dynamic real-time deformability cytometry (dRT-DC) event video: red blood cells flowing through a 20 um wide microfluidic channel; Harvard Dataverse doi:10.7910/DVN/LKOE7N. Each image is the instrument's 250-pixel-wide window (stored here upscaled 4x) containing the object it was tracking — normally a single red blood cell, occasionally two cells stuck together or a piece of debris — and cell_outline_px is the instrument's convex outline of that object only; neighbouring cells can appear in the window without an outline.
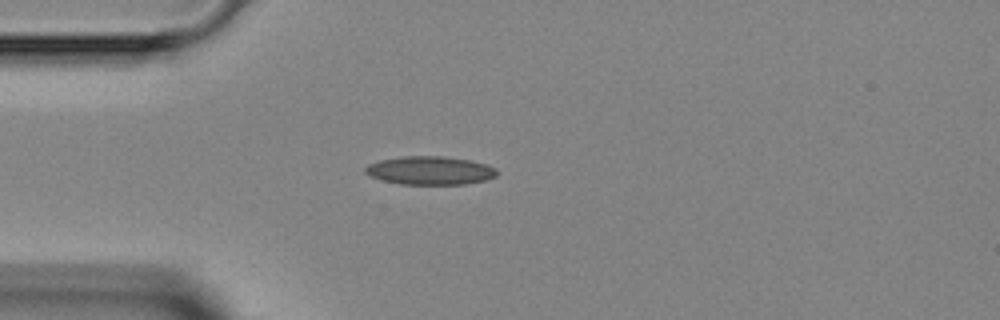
{"species": "Egyptian fruit bat (a non-hibernating species)", "species_latin": "Rousettus aegyptiacus", "temperature_condition": "room temperature", "stored_images_in_passage": 43, "camera_frame_rate_fps": 3000, "um_per_image_px": 0.085, "animal": {"sex": "female"}, "frame": {"image": 1, "passage_image": 9, "time_ms": 2.667, "image_size_px": [1000, 320], "cell_outline_px": [[496, 176], [488, 180], [464, 184], [400, 184], [384, 180], [372, 176], [364, 172], [364, 168], [368, 164], [380, 160], [404, 156], [444, 156], [468, 160], [484, 164], [496, 168]], "centroid_in_image_um": [36.55, 14.49], "position_along_channel_um": 48.4, "area_um2": 21.62}}
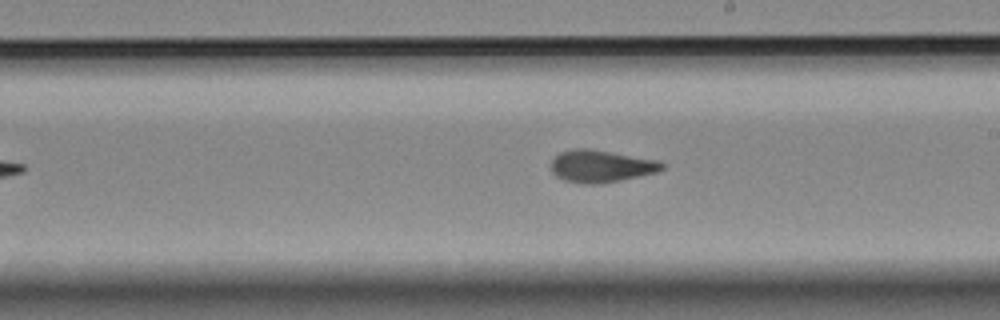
{"frame": {"image": 2, "passage_image": 23, "time_ms": 7.333, "image_size_px": [1000, 320], "cell_outline_px": [[664, 168], [656, 172], [620, 180], [596, 184], [580, 184], [564, 180], [556, 176], [552, 172], [552, 160], [560, 152], [572, 148], [592, 148], [656, 160], [664, 164]], "centroid_in_image_um": [51.05, 14.11], "position_along_channel_um": 238.0, "area_um2": 20.81}}
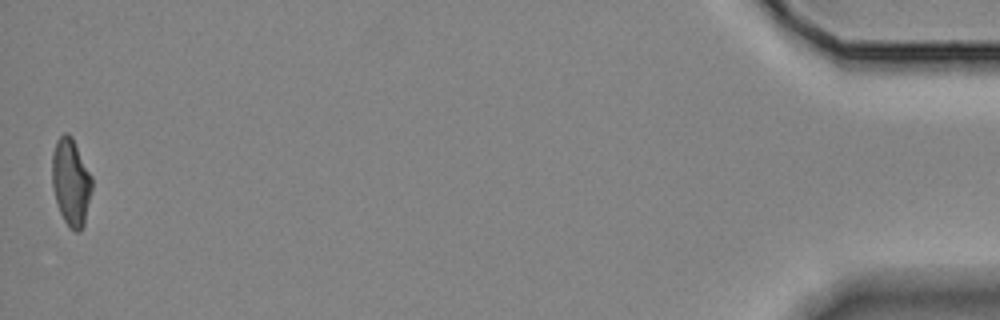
{"frame": {"image": 3, "passage_image": 43, "time_ms": 14.0, "image_size_px": [1000, 320], "cell_outline_px": [[92, 188], [84, 224], [80, 232], [76, 232], [64, 220], [60, 212], [52, 188], [52, 152], [56, 140], [64, 132], [68, 132], [72, 136], [92, 176]], "centroid_in_image_um": [6.02, 15.43], "position_along_channel_um": 429.2, "area_um2": 20.29}}